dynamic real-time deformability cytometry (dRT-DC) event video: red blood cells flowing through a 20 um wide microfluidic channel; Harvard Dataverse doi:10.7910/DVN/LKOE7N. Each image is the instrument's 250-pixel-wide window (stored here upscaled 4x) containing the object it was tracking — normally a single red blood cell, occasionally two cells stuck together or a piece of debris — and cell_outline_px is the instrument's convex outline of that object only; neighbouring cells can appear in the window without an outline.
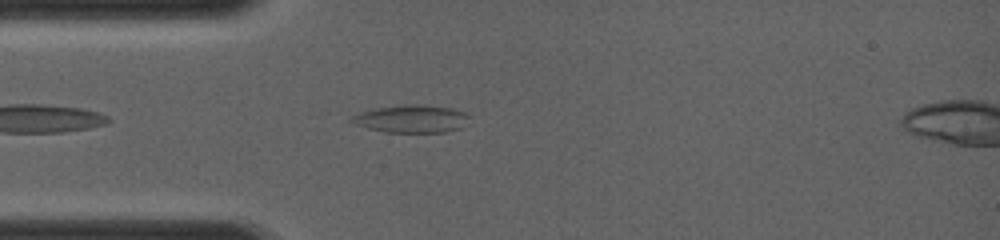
{"species": "common noctule bat (a hibernating species)", "species_latin": "Nyctalus noctula", "temperature_condition": "room temperature", "stored_images_in_passage": 41, "camera_frame_rate_fps": 4000, "um_per_image_px": 0.085, "animal": {"sex": "female", "body_mass_g": 19.0, "forearm_length_mm": 56.7}, "frame": {"image": 1, "passage_image": 3, "time_ms": 0.5, "image_size_px": [1000, 240], "cell_outline_px": [[468, 116], [460, 128], [444, 132], [384, 132], [352, 124], [348, 120], [352, 116], [360, 112], [376, 108], [424, 104], [452, 108], [464, 112]], "centroid_in_image_um": [34.91, 10.11], "position_along_channel_um": 50.1, "area_um2": 18.67}}
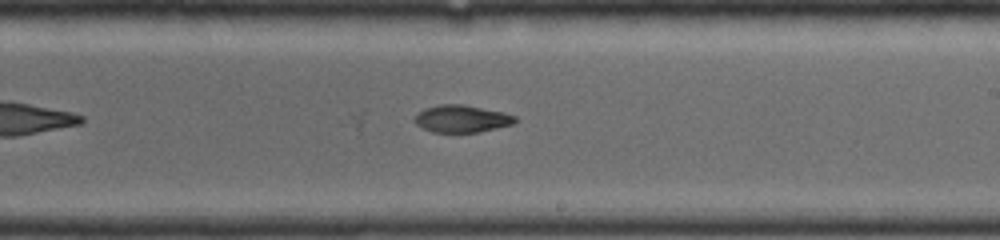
{"frame": {"image": 2, "passage_image": 20, "time_ms": 4.75, "image_size_px": [1000, 240], "cell_outline_px": [[516, 120], [512, 124], [480, 132], [432, 132], [416, 124], [412, 120], [424, 108], [440, 104], [464, 104], [504, 112], [516, 116]], "centroid_in_image_um": [39.24, 10.08], "position_along_channel_um": 249.8, "area_um2": 15.95}}
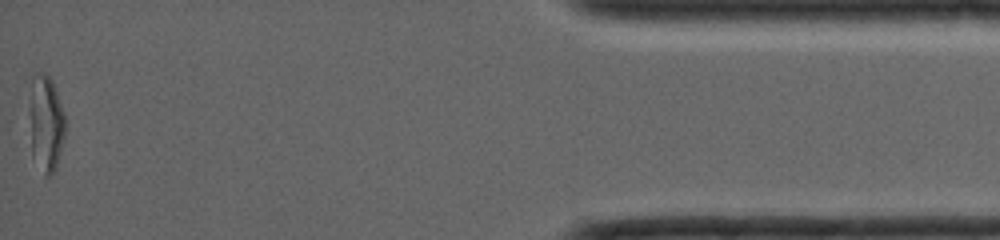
{"frame": {"image": 3, "passage_image": 41, "time_ms": 10.0, "image_size_px": [1000, 240], "cell_outline_px": [[64, 136], [56, 168], [48, 176], [44, 176], [32, 156], [32, 80], [36, 72], [44, 72], [52, 80], [64, 112]], "centroid_in_image_um": [3.94, 10.51], "position_along_channel_um": 431.3, "area_um2": 19.13}}